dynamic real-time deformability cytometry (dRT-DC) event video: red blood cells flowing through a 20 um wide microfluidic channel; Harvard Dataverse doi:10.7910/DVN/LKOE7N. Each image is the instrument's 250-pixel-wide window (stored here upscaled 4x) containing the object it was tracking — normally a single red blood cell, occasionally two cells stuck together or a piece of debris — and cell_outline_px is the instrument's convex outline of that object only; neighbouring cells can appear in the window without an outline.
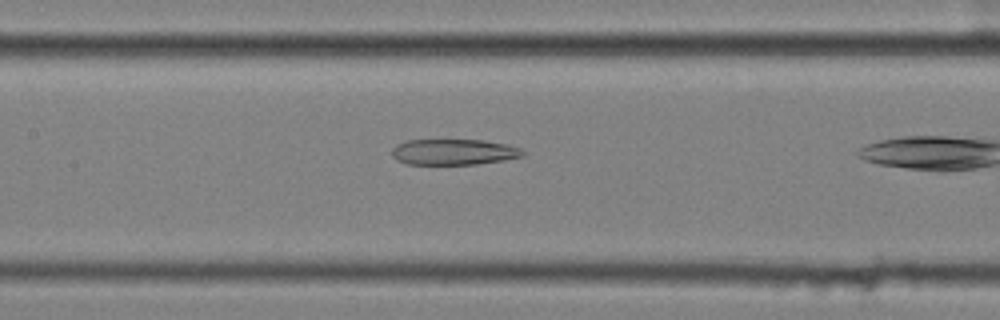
{"species": "common noctule bat (a hibernating species)", "species_latin": "Nyctalus noctula", "temperature_condition": "cold", "stored_images_in_passage": 9, "camera_frame_rate_fps": 3000, "um_per_image_px": 0.085, "animal": {"sex": "female", "body_mass_g": 25.1}, "frame": {"image": 1, "passage_image": 7, "time_ms": 2.0, "image_size_px": [1000, 320], "cell_outline_px": [[524, 156], [504, 160], [476, 164], [408, 164], [392, 156], [392, 148], [396, 144], [408, 140], [484, 140], [508, 144], [520, 148], [524, 152]], "centroid_in_image_um": [38.59, 12.91], "position_along_channel_um": 168.8, "area_um2": 19.65}}